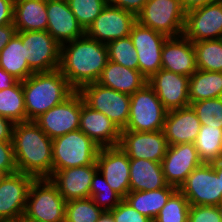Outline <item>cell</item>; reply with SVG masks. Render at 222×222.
<instances>
[{
	"label": "cell",
	"instance_id": "obj_1",
	"mask_svg": "<svg viewBox=\"0 0 222 222\" xmlns=\"http://www.w3.org/2000/svg\"><path fill=\"white\" fill-rule=\"evenodd\" d=\"M108 61L107 45L86 34L61 45L59 69L75 91L97 82Z\"/></svg>",
	"mask_w": 222,
	"mask_h": 222
},
{
	"label": "cell",
	"instance_id": "obj_2",
	"mask_svg": "<svg viewBox=\"0 0 222 222\" xmlns=\"http://www.w3.org/2000/svg\"><path fill=\"white\" fill-rule=\"evenodd\" d=\"M17 171L35 179L52 175V139L34 121L15 123L12 137Z\"/></svg>",
	"mask_w": 222,
	"mask_h": 222
},
{
	"label": "cell",
	"instance_id": "obj_3",
	"mask_svg": "<svg viewBox=\"0 0 222 222\" xmlns=\"http://www.w3.org/2000/svg\"><path fill=\"white\" fill-rule=\"evenodd\" d=\"M26 121H34L41 114L62 103L75 90L60 69L36 72L22 81Z\"/></svg>",
	"mask_w": 222,
	"mask_h": 222
},
{
	"label": "cell",
	"instance_id": "obj_4",
	"mask_svg": "<svg viewBox=\"0 0 222 222\" xmlns=\"http://www.w3.org/2000/svg\"><path fill=\"white\" fill-rule=\"evenodd\" d=\"M66 203L49 178L34 179L23 219L27 222H65Z\"/></svg>",
	"mask_w": 222,
	"mask_h": 222
},
{
	"label": "cell",
	"instance_id": "obj_5",
	"mask_svg": "<svg viewBox=\"0 0 222 222\" xmlns=\"http://www.w3.org/2000/svg\"><path fill=\"white\" fill-rule=\"evenodd\" d=\"M100 146L80 129L52 139V171L97 165Z\"/></svg>",
	"mask_w": 222,
	"mask_h": 222
},
{
	"label": "cell",
	"instance_id": "obj_6",
	"mask_svg": "<svg viewBox=\"0 0 222 222\" xmlns=\"http://www.w3.org/2000/svg\"><path fill=\"white\" fill-rule=\"evenodd\" d=\"M167 110L147 83L130 96L129 118L123 130L136 132L163 130Z\"/></svg>",
	"mask_w": 222,
	"mask_h": 222
},
{
	"label": "cell",
	"instance_id": "obj_7",
	"mask_svg": "<svg viewBox=\"0 0 222 222\" xmlns=\"http://www.w3.org/2000/svg\"><path fill=\"white\" fill-rule=\"evenodd\" d=\"M186 11L180 0H148L137 22L168 37L183 35Z\"/></svg>",
	"mask_w": 222,
	"mask_h": 222
},
{
	"label": "cell",
	"instance_id": "obj_8",
	"mask_svg": "<svg viewBox=\"0 0 222 222\" xmlns=\"http://www.w3.org/2000/svg\"><path fill=\"white\" fill-rule=\"evenodd\" d=\"M78 92L87 106L103 113L120 130L126 127L129 118L130 95L102 86L97 82L82 86Z\"/></svg>",
	"mask_w": 222,
	"mask_h": 222
},
{
	"label": "cell",
	"instance_id": "obj_9",
	"mask_svg": "<svg viewBox=\"0 0 222 222\" xmlns=\"http://www.w3.org/2000/svg\"><path fill=\"white\" fill-rule=\"evenodd\" d=\"M195 206H221L220 178L212 164L203 163L194 169L178 189Z\"/></svg>",
	"mask_w": 222,
	"mask_h": 222
},
{
	"label": "cell",
	"instance_id": "obj_10",
	"mask_svg": "<svg viewBox=\"0 0 222 222\" xmlns=\"http://www.w3.org/2000/svg\"><path fill=\"white\" fill-rule=\"evenodd\" d=\"M16 34L22 39L28 66L34 73L59 69L61 46L47 31Z\"/></svg>",
	"mask_w": 222,
	"mask_h": 222
},
{
	"label": "cell",
	"instance_id": "obj_11",
	"mask_svg": "<svg viewBox=\"0 0 222 222\" xmlns=\"http://www.w3.org/2000/svg\"><path fill=\"white\" fill-rule=\"evenodd\" d=\"M81 95L74 91L62 103L41 114L34 122L54 139L80 128Z\"/></svg>",
	"mask_w": 222,
	"mask_h": 222
},
{
	"label": "cell",
	"instance_id": "obj_12",
	"mask_svg": "<svg viewBox=\"0 0 222 222\" xmlns=\"http://www.w3.org/2000/svg\"><path fill=\"white\" fill-rule=\"evenodd\" d=\"M130 37L138 54V70L149 80L162 69V47L168 36L136 22Z\"/></svg>",
	"mask_w": 222,
	"mask_h": 222
},
{
	"label": "cell",
	"instance_id": "obj_13",
	"mask_svg": "<svg viewBox=\"0 0 222 222\" xmlns=\"http://www.w3.org/2000/svg\"><path fill=\"white\" fill-rule=\"evenodd\" d=\"M34 179L17 171L0 180V222L23 219L28 192Z\"/></svg>",
	"mask_w": 222,
	"mask_h": 222
},
{
	"label": "cell",
	"instance_id": "obj_14",
	"mask_svg": "<svg viewBox=\"0 0 222 222\" xmlns=\"http://www.w3.org/2000/svg\"><path fill=\"white\" fill-rule=\"evenodd\" d=\"M136 22L137 16L133 13L107 4L85 31V34L107 45L116 39L130 36L132 27Z\"/></svg>",
	"mask_w": 222,
	"mask_h": 222
},
{
	"label": "cell",
	"instance_id": "obj_15",
	"mask_svg": "<svg viewBox=\"0 0 222 222\" xmlns=\"http://www.w3.org/2000/svg\"><path fill=\"white\" fill-rule=\"evenodd\" d=\"M183 35L193 43L222 39V0L187 11Z\"/></svg>",
	"mask_w": 222,
	"mask_h": 222
},
{
	"label": "cell",
	"instance_id": "obj_16",
	"mask_svg": "<svg viewBox=\"0 0 222 222\" xmlns=\"http://www.w3.org/2000/svg\"><path fill=\"white\" fill-rule=\"evenodd\" d=\"M118 146L129 159H147L161 163L169 145L162 130L145 132L121 130Z\"/></svg>",
	"mask_w": 222,
	"mask_h": 222
},
{
	"label": "cell",
	"instance_id": "obj_17",
	"mask_svg": "<svg viewBox=\"0 0 222 222\" xmlns=\"http://www.w3.org/2000/svg\"><path fill=\"white\" fill-rule=\"evenodd\" d=\"M96 163L107 184L123 199L130 192V159L119 147L100 148Z\"/></svg>",
	"mask_w": 222,
	"mask_h": 222
},
{
	"label": "cell",
	"instance_id": "obj_18",
	"mask_svg": "<svg viewBox=\"0 0 222 222\" xmlns=\"http://www.w3.org/2000/svg\"><path fill=\"white\" fill-rule=\"evenodd\" d=\"M202 164L194 143L168 146L166 155L161 161L167 184L177 189L181 187L188 175Z\"/></svg>",
	"mask_w": 222,
	"mask_h": 222
},
{
	"label": "cell",
	"instance_id": "obj_19",
	"mask_svg": "<svg viewBox=\"0 0 222 222\" xmlns=\"http://www.w3.org/2000/svg\"><path fill=\"white\" fill-rule=\"evenodd\" d=\"M148 84L167 111L190 106L188 76L160 69L148 80Z\"/></svg>",
	"mask_w": 222,
	"mask_h": 222
},
{
	"label": "cell",
	"instance_id": "obj_20",
	"mask_svg": "<svg viewBox=\"0 0 222 222\" xmlns=\"http://www.w3.org/2000/svg\"><path fill=\"white\" fill-rule=\"evenodd\" d=\"M47 15V32L60 46L85 34L67 0H47Z\"/></svg>",
	"mask_w": 222,
	"mask_h": 222
},
{
	"label": "cell",
	"instance_id": "obj_21",
	"mask_svg": "<svg viewBox=\"0 0 222 222\" xmlns=\"http://www.w3.org/2000/svg\"><path fill=\"white\" fill-rule=\"evenodd\" d=\"M97 165H88L52 171L49 178L58 188L65 201L90 197L93 175Z\"/></svg>",
	"mask_w": 222,
	"mask_h": 222
},
{
	"label": "cell",
	"instance_id": "obj_22",
	"mask_svg": "<svg viewBox=\"0 0 222 222\" xmlns=\"http://www.w3.org/2000/svg\"><path fill=\"white\" fill-rule=\"evenodd\" d=\"M162 69L190 77L197 71L193 42L184 35L168 37L162 47Z\"/></svg>",
	"mask_w": 222,
	"mask_h": 222
},
{
	"label": "cell",
	"instance_id": "obj_23",
	"mask_svg": "<svg viewBox=\"0 0 222 222\" xmlns=\"http://www.w3.org/2000/svg\"><path fill=\"white\" fill-rule=\"evenodd\" d=\"M80 130L97 145L115 147L119 145L121 130L103 113L87 106L81 96Z\"/></svg>",
	"mask_w": 222,
	"mask_h": 222
},
{
	"label": "cell",
	"instance_id": "obj_24",
	"mask_svg": "<svg viewBox=\"0 0 222 222\" xmlns=\"http://www.w3.org/2000/svg\"><path fill=\"white\" fill-rule=\"evenodd\" d=\"M201 122L191 106L167 111L163 133L169 146L194 143Z\"/></svg>",
	"mask_w": 222,
	"mask_h": 222
},
{
	"label": "cell",
	"instance_id": "obj_25",
	"mask_svg": "<svg viewBox=\"0 0 222 222\" xmlns=\"http://www.w3.org/2000/svg\"><path fill=\"white\" fill-rule=\"evenodd\" d=\"M97 83L131 96L143 88L148 79L139 70L126 68L109 60Z\"/></svg>",
	"mask_w": 222,
	"mask_h": 222
},
{
	"label": "cell",
	"instance_id": "obj_26",
	"mask_svg": "<svg viewBox=\"0 0 222 222\" xmlns=\"http://www.w3.org/2000/svg\"><path fill=\"white\" fill-rule=\"evenodd\" d=\"M13 25L17 32L47 31V0H15Z\"/></svg>",
	"mask_w": 222,
	"mask_h": 222
},
{
	"label": "cell",
	"instance_id": "obj_27",
	"mask_svg": "<svg viewBox=\"0 0 222 222\" xmlns=\"http://www.w3.org/2000/svg\"><path fill=\"white\" fill-rule=\"evenodd\" d=\"M130 191H149L166 187L161 163L130 159Z\"/></svg>",
	"mask_w": 222,
	"mask_h": 222
},
{
	"label": "cell",
	"instance_id": "obj_28",
	"mask_svg": "<svg viewBox=\"0 0 222 222\" xmlns=\"http://www.w3.org/2000/svg\"><path fill=\"white\" fill-rule=\"evenodd\" d=\"M177 190V188L167 185L156 190L130 191L124 200L140 214L154 221L159 211Z\"/></svg>",
	"mask_w": 222,
	"mask_h": 222
},
{
	"label": "cell",
	"instance_id": "obj_29",
	"mask_svg": "<svg viewBox=\"0 0 222 222\" xmlns=\"http://www.w3.org/2000/svg\"><path fill=\"white\" fill-rule=\"evenodd\" d=\"M0 67L19 81L34 73L28 66L25 46L17 34L0 51Z\"/></svg>",
	"mask_w": 222,
	"mask_h": 222
},
{
	"label": "cell",
	"instance_id": "obj_30",
	"mask_svg": "<svg viewBox=\"0 0 222 222\" xmlns=\"http://www.w3.org/2000/svg\"><path fill=\"white\" fill-rule=\"evenodd\" d=\"M189 102L222 97V72L199 70L189 77Z\"/></svg>",
	"mask_w": 222,
	"mask_h": 222
},
{
	"label": "cell",
	"instance_id": "obj_31",
	"mask_svg": "<svg viewBox=\"0 0 222 222\" xmlns=\"http://www.w3.org/2000/svg\"><path fill=\"white\" fill-rule=\"evenodd\" d=\"M194 146L203 163L211 164L222 160V128L201 125Z\"/></svg>",
	"mask_w": 222,
	"mask_h": 222
},
{
	"label": "cell",
	"instance_id": "obj_32",
	"mask_svg": "<svg viewBox=\"0 0 222 222\" xmlns=\"http://www.w3.org/2000/svg\"><path fill=\"white\" fill-rule=\"evenodd\" d=\"M0 115L14 123L26 122V108L22 81L0 90Z\"/></svg>",
	"mask_w": 222,
	"mask_h": 222
},
{
	"label": "cell",
	"instance_id": "obj_33",
	"mask_svg": "<svg viewBox=\"0 0 222 222\" xmlns=\"http://www.w3.org/2000/svg\"><path fill=\"white\" fill-rule=\"evenodd\" d=\"M193 45L197 69L222 72V39L199 41Z\"/></svg>",
	"mask_w": 222,
	"mask_h": 222
},
{
	"label": "cell",
	"instance_id": "obj_34",
	"mask_svg": "<svg viewBox=\"0 0 222 222\" xmlns=\"http://www.w3.org/2000/svg\"><path fill=\"white\" fill-rule=\"evenodd\" d=\"M104 211L91 197L67 201L65 222H96Z\"/></svg>",
	"mask_w": 222,
	"mask_h": 222
},
{
	"label": "cell",
	"instance_id": "obj_35",
	"mask_svg": "<svg viewBox=\"0 0 222 222\" xmlns=\"http://www.w3.org/2000/svg\"><path fill=\"white\" fill-rule=\"evenodd\" d=\"M107 49L110 61L138 70V54L130 36L109 42Z\"/></svg>",
	"mask_w": 222,
	"mask_h": 222
},
{
	"label": "cell",
	"instance_id": "obj_36",
	"mask_svg": "<svg viewBox=\"0 0 222 222\" xmlns=\"http://www.w3.org/2000/svg\"><path fill=\"white\" fill-rule=\"evenodd\" d=\"M190 203L177 190L159 211L153 222H187Z\"/></svg>",
	"mask_w": 222,
	"mask_h": 222
},
{
	"label": "cell",
	"instance_id": "obj_37",
	"mask_svg": "<svg viewBox=\"0 0 222 222\" xmlns=\"http://www.w3.org/2000/svg\"><path fill=\"white\" fill-rule=\"evenodd\" d=\"M77 22L86 31L107 5L106 0H67Z\"/></svg>",
	"mask_w": 222,
	"mask_h": 222
},
{
	"label": "cell",
	"instance_id": "obj_38",
	"mask_svg": "<svg viewBox=\"0 0 222 222\" xmlns=\"http://www.w3.org/2000/svg\"><path fill=\"white\" fill-rule=\"evenodd\" d=\"M201 125L222 128V97L191 103Z\"/></svg>",
	"mask_w": 222,
	"mask_h": 222
},
{
	"label": "cell",
	"instance_id": "obj_39",
	"mask_svg": "<svg viewBox=\"0 0 222 222\" xmlns=\"http://www.w3.org/2000/svg\"><path fill=\"white\" fill-rule=\"evenodd\" d=\"M188 222H222L220 206L190 205Z\"/></svg>",
	"mask_w": 222,
	"mask_h": 222
},
{
	"label": "cell",
	"instance_id": "obj_40",
	"mask_svg": "<svg viewBox=\"0 0 222 222\" xmlns=\"http://www.w3.org/2000/svg\"><path fill=\"white\" fill-rule=\"evenodd\" d=\"M109 213L114 222H153L147 216L140 214L124 199Z\"/></svg>",
	"mask_w": 222,
	"mask_h": 222
},
{
	"label": "cell",
	"instance_id": "obj_41",
	"mask_svg": "<svg viewBox=\"0 0 222 222\" xmlns=\"http://www.w3.org/2000/svg\"><path fill=\"white\" fill-rule=\"evenodd\" d=\"M0 170L5 175L17 172L12 141H0Z\"/></svg>",
	"mask_w": 222,
	"mask_h": 222
},
{
	"label": "cell",
	"instance_id": "obj_42",
	"mask_svg": "<svg viewBox=\"0 0 222 222\" xmlns=\"http://www.w3.org/2000/svg\"><path fill=\"white\" fill-rule=\"evenodd\" d=\"M90 197L104 212L113 210L123 200V198L115 191L93 193Z\"/></svg>",
	"mask_w": 222,
	"mask_h": 222
},
{
	"label": "cell",
	"instance_id": "obj_43",
	"mask_svg": "<svg viewBox=\"0 0 222 222\" xmlns=\"http://www.w3.org/2000/svg\"><path fill=\"white\" fill-rule=\"evenodd\" d=\"M108 5L122 8L125 11L131 12L134 15H138L143 7L144 4L148 0H106Z\"/></svg>",
	"mask_w": 222,
	"mask_h": 222
},
{
	"label": "cell",
	"instance_id": "obj_44",
	"mask_svg": "<svg viewBox=\"0 0 222 222\" xmlns=\"http://www.w3.org/2000/svg\"><path fill=\"white\" fill-rule=\"evenodd\" d=\"M15 0H0V26L12 24Z\"/></svg>",
	"mask_w": 222,
	"mask_h": 222
},
{
	"label": "cell",
	"instance_id": "obj_45",
	"mask_svg": "<svg viewBox=\"0 0 222 222\" xmlns=\"http://www.w3.org/2000/svg\"><path fill=\"white\" fill-rule=\"evenodd\" d=\"M105 191H114V190L107 184L101 172L97 170L92 178L90 196L93 193H100Z\"/></svg>",
	"mask_w": 222,
	"mask_h": 222
},
{
	"label": "cell",
	"instance_id": "obj_46",
	"mask_svg": "<svg viewBox=\"0 0 222 222\" xmlns=\"http://www.w3.org/2000/svg\"><path fill=\"white\" fill-rule=\"evenodd\" d=\"M15 123L0 115V141H12Z\"/></svg>",
	"mask_w": 222,
	"mask_h": 222
},
{
	"label": "cell",
	"instance_id": "obj_47",
	"mask_svg": "<svg viewBox=\"0 0 222 222\" xmlns=\"http://www.w3.org/2000/svg\"><path fill=\"white\" fill-rule=\"evenodd\" d=\"M16 33L17 31L13 23L0 26V51L9 43Z\"/></svg>",
	"mask_w": 222,
	"mask_h": 222
},
{
	"label": "cell",
	"instance_id": "obj_48",
	"mask_svg": "<svg viewBox=\"0 0 222 222\" xmlns=\"http://www.w3.org/2000/svg\"><path fill=\"white\" fill-rule=\"evenodd\" d=\"M180 1L182 4V7L187 12V11H191V10L206 6L208 4L218 2L220 0H180Z\"/></svg>",
	"mask_w": 222,
	"mask_h": 222
},
{
	"label": "cell",
	"instance_id": "obj_49",
	"mask_svg": "<svg viewBox=\"0 0 222 222\" xmlns=\"http://www.w3.org/2000/svg\"><path fill=\"white\" fill-rule=\"evenodd\" d=\"M19 80L10 75L0 67V90L8 89L15 85Z\"/></svg>",
	"mask_w": 222,
	"mask_h": 222
},
{
	"label": "cell",
	"instance_id": "obj_50",
	"mask_svg": "<svg viewBox=\"0 0 222 222\" xmlns=\"http://www.w3.org/2000/svg\"><path fill=\"white\" fill-rule=\"evenodd\" d=\"M217 173V176L220 178V191H222V160L211 163Z\"/></svg>",
	"mask_w": 222,
	"mask_h": 222
},
{
	"label": "cell",
	"instance_id": "obj_51",
	"mask_svg": "<svg viewBox=\"0 0 222 222\" xmlns=\"http://www.w3.org/2000/svg\"><path fill=\"white\" fill-rule=\"evenodd\" d=\"M96 222H114V219L109 212H104Z\"/></svg>",
	"mask_w": 222,
	"mask_h": 222
},
{
	"label": "cell",
	"instance_id": "obj_52",
	"mask_svg": "<svg viewBox=\"0 0 222 222\" xmlns=\"http://www.w3.org/2000/svg\"><path fill=\"white\" fill-rule=\"evenodd\" d=\"M9 222H27L24 219L16 220V221H9Z\"/></svg>",
	"mask_w": 222,
	"mask_h": 222
},
{
	"label": "cell",
	"instance_id": "obj_53",
	"mask_svg": "<svg viewBox=\"0 0 222 222\" xmlns=\"http://www.w3.org/2000/svg\"><path fill=\"white\" fill-rule=\"evenodd\" d=\"M5 176V174L0 170V180Z\"/></svg>",
	"mask_w": 222,
	"mask_h": 222
}]
</instances>
